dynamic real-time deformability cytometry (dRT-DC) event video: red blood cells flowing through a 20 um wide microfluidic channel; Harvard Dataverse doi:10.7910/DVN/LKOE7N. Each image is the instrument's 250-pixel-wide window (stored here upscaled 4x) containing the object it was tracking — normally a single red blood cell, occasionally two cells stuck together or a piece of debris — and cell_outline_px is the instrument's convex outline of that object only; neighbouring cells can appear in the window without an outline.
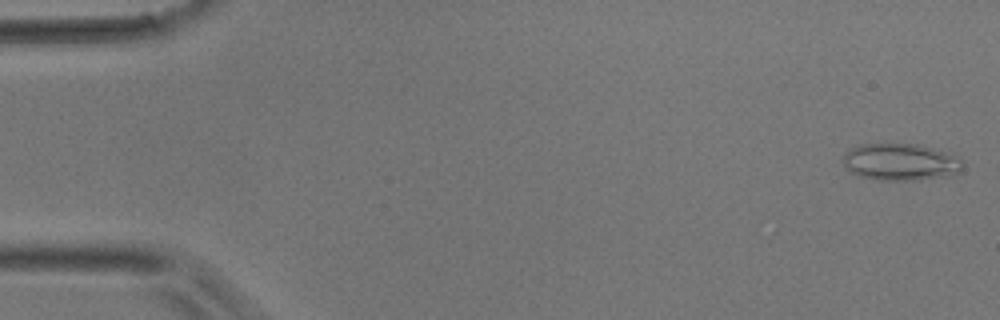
{"species": "common noctule bat (a hibernating species)", "species_latin": "Nyctalus noctula", "temperature_condition": "room temperature", "stored_images_in_passage": 48, "camera_frame_rate_fps": 3000, "um_per_image_px": 0.085, "animal": {"sex": "male", "body_mass_g": 17.9}, "frame": {"image": 1, "passage_image": 1, "time_ms": 0.0, "image_size_px": [1000, 320], "cell_outline_px": [[964, 164], [960, 172], [948, 176], [912, 180], [880, 180], [860, 176], [848, 172], [844, 164], [844, 152], [860, 144], [916, 144], [944, 152], [960, 160]], "centroid_in_image_um": [76.5, 13.78], "position_along_channel_um": 8.5, "area_um2": 25.49}}
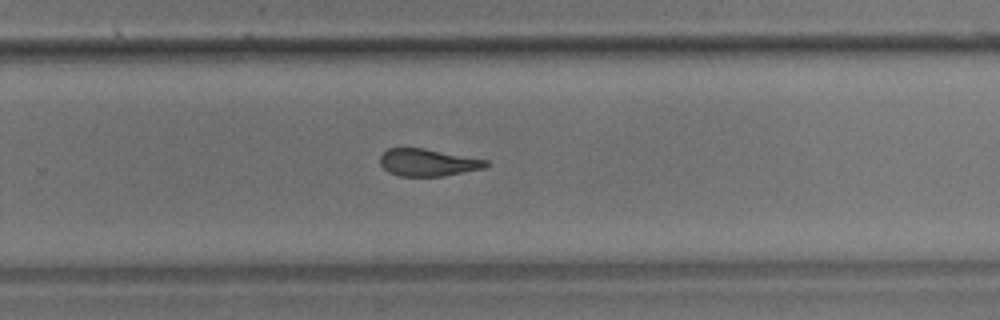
{"frame": {"image": 2, "passage_image": 31, "time_ms": 10.0, "image_size_px": [1000, 320], "cell_outline_px": [[488, 164], [484, 168], [444, 176], [400, 176], [388, 172], [380, 164], [380, 156], [388, 148], [424, 148], [488, 160]], "centroid_in_image_um": [36.35, 13.81], "position_along_channel_um": 293.4, "area_um2": 16.76}}
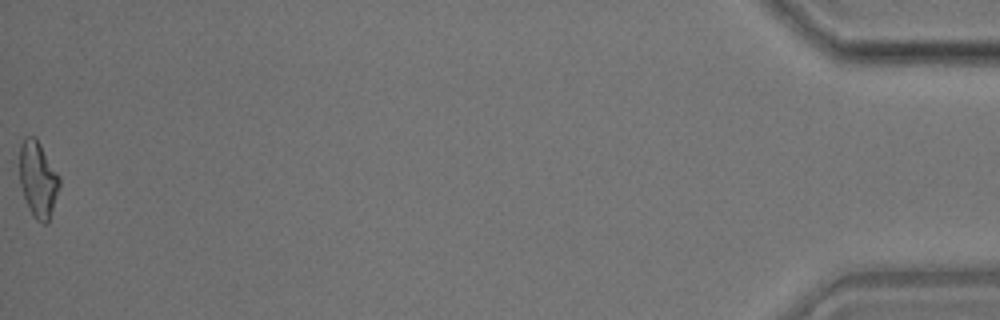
{"frame": {"image": 3, "passage_image": 48, "time_ms": 15.667, "image_size_px": [1000, 320], "cell_outline_px": [[60, 184], [48, 224], [44, 224], [36, 220], [32, 216], [28, 208], [20, 184], [20, 144], [24, 136], [36, 136], [60, 176]], "centroid_in_image_um": [3.23, 15.23], "position_along_channel_um": 432.0, "area_um2": 17.86}}